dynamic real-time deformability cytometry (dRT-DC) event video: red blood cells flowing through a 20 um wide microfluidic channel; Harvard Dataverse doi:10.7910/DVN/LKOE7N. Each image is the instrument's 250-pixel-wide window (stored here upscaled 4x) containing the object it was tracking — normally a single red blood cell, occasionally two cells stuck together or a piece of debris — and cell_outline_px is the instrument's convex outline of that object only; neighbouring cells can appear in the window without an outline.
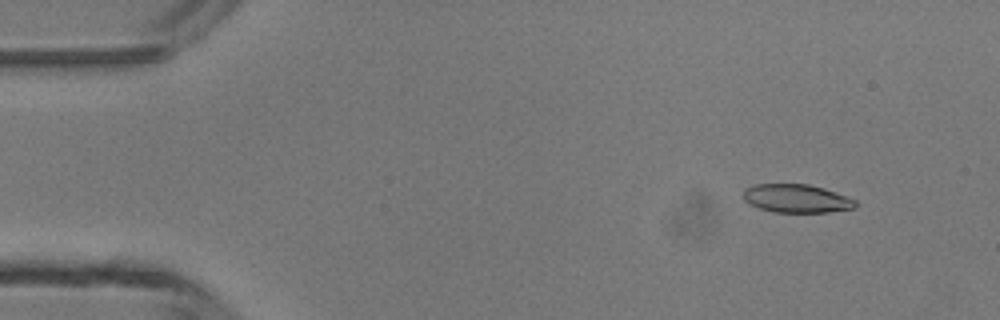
{"species": "common noctule bat (a hibernating species)", "species_latin": "Nyctalus noctula", "temperature_condition": "room temperature", "stored_images_in_passage": 5, "camera_frame_rate_fps": 3000, "um_per_image_px": 0.085, "animal": {"sex": "male", "body_mass_g": 13.3}, "frame": {"image": 1, "passage_image": 1, "time_ms": 0.0, "image_size_px": [1000, 320], "cell_outline_px": [[856, 208], [828, 212], [772, 212], [748, 204], [744, 200], [744, 188], [756, 184], [808, 184], [824, 188], [856, 200]], "centroid_in_image_um": [67.69, 16.87], "position_along_channel_um": 17.3, "area_um2": 18.55}}
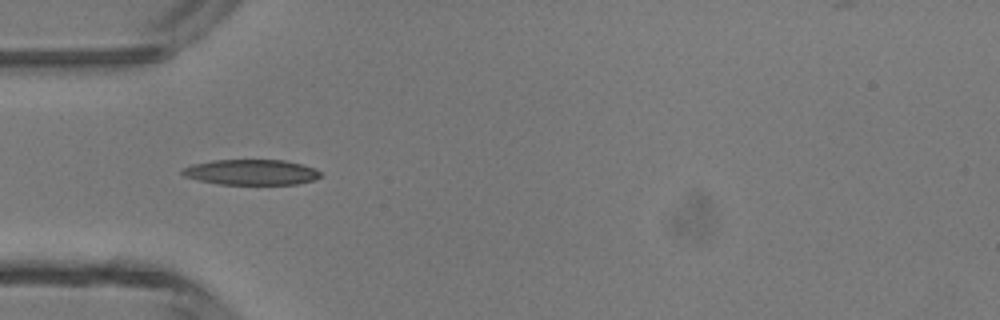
{"frame": {"image": 2, "passage_image": 4, "time_ms": 3.333, "image_size_px": [1000, 320], "cell_outline_px": [[324, 176], [312, 180], [296, 184], [216, 184], [184, 176], [180, 172], [180, 168], [192, 164], [212, 160], [284, 160], [300, 164], [312, 168], [320, 172]], "centroid_in_image_um": [21.3, 14.63], "position_along_channel_um": 63.7, "area_um2": 20.46}}
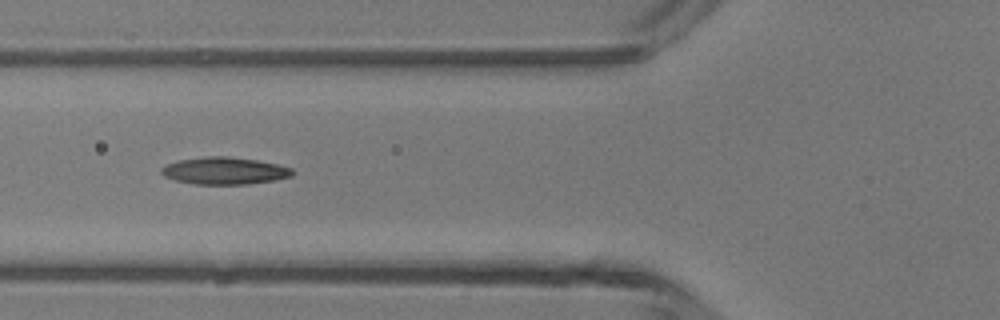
{"frame": {"image": 3, "passage_image": 5, "time_ms": 4.333, "image_size_px": [1000, 320], "cell_outline_px": [[292, 176], [276, 180], [248, 184], [192, 184], [176, 180], [164, 176], [160, 172], [160, 168], [168, 164], [180, 160], [208, 156], [228, 156], [256, 160], [276, 164], [292, 168]], "centroid_in_image_um": [19.08, 14.52], "position_along_channel_um": 106.7, "area_um2": 20.63}}